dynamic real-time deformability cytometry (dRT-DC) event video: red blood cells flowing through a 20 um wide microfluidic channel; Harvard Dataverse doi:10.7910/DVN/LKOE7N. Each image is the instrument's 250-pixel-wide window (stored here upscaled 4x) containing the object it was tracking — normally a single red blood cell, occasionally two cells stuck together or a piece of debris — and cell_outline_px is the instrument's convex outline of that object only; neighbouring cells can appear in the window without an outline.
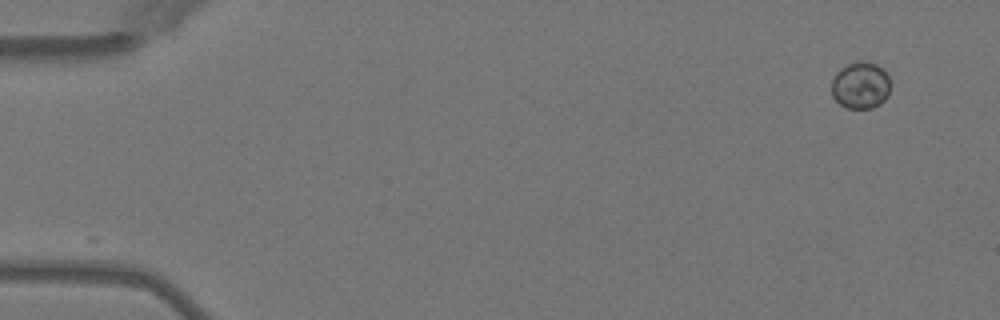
{"species": "Egyptian fruit bat (a non-hibernating species)", "species_latin": "Rousettus aegyptiacus", "temperature_condition": "warm", "stored_images_in_passage": 49, "camera_frame_rate_fps": 3000, "um_per_image_px": 0.085, "animal": {"sex": "female"}, "frame": {"image": 1, "passage_image": 1, "time_ms": 0.0, "image_size_px": [1000, 320], "cell_outline_px": [[892, 84], [888, 96], [880, 104], [872, 108], [848, 108], [840, 104], [832, 96], [832, 80], [836, 72], [840, 68], [848, 64], [876, 64], [884, 68], [888, 72]], "centroid_in_image_um": [73.2, 7.28], "position_along_channel_um": 11.8, "area_um2": 16.07}}
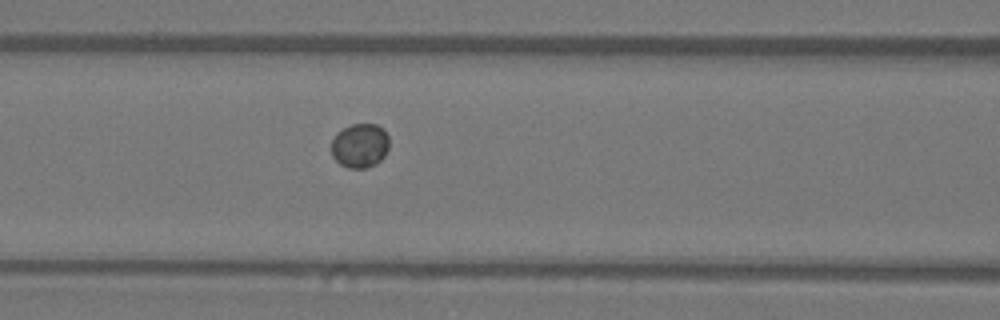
{"frame": {"image": 2, "passage_image": 20, "time_ms": 6.333, "image_size_px": [1000, 320], "cell_outline_px": [[388, 148], [384, 156], [376, 164], [368, 168], [348, 168], [340, 164], [332, 156], [332, 140], [336, 132], [352, 124], [376, 124], [384, 128], [388, 136]], "centroid_in_image_um": [30.6, 12.37], "position_along_channel_um": 136.0, "area_um2": 15.03}}
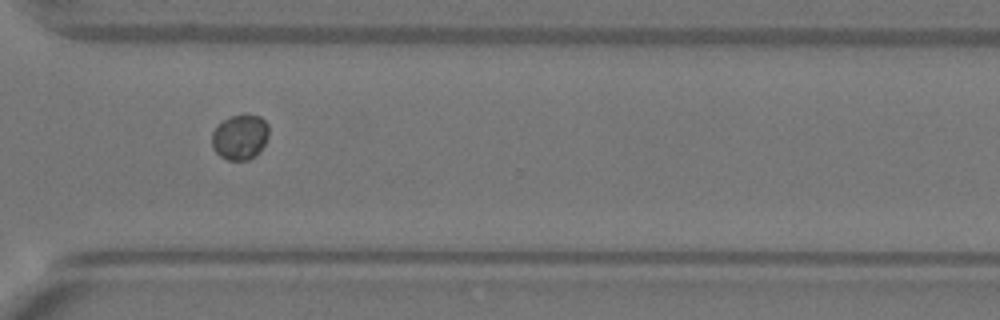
{"frame": {"image": 3, "passage_image": 36, "time_ms": 11.667, "image_size_px": [1000, 320], "cell_outline_px": [[268, 136], [260, 152], [256, 156], [248, 160], [228, 160], [220, 156], [212, 148], [212, 132], [224, 120], [232, 116], [260, 116], [268, 124]], "centroid_in_image_um": [20.41, 11.69], "position_along_channel_um": 350.2, "area_um2": 14.8}}